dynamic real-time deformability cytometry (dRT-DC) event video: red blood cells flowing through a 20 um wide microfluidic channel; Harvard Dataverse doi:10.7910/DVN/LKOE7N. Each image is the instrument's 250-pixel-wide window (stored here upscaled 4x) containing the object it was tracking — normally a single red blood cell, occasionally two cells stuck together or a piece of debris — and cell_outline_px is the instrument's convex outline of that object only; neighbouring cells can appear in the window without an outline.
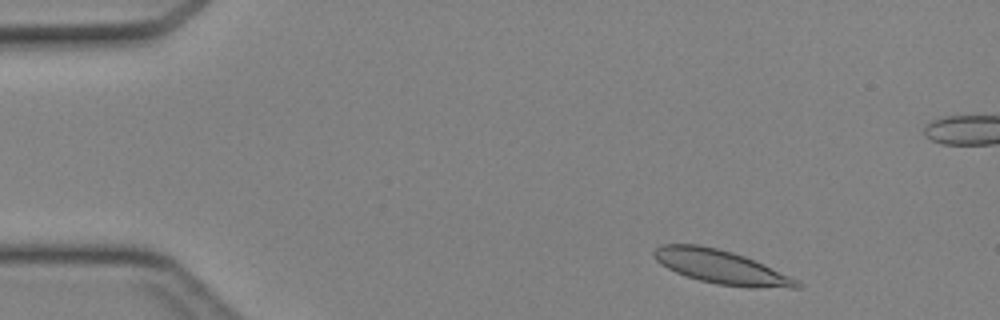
{"species": "Egyptian fruit bat (a non-hibernating species)", "species_latin": "Rousettus aegyptiacus", "temperature_condition": "cold", "stored_images_in_passage": 43, "camera_frame_rate_fps": 3000, "um_per_image_px": 0.085, "animal": {"sex": "female"}, "frame": {"image": 1, "passage_image": 3, "time_ms": 0.667, "image_size_px": [1000, 320], "cell_outline_px": [[804, 284], [800, 288], [748, 288], [716, 284], [700, 280], [676, 272], [660, 264], [652, 256], [652, 252], [660, 244], [700, 244], [732, 252], [744, 256], [764, 264]], "centroid_in_image_um": [61.28, 22.69], "position_along_channel_um": 23.7, "area_um2": 28.09}}
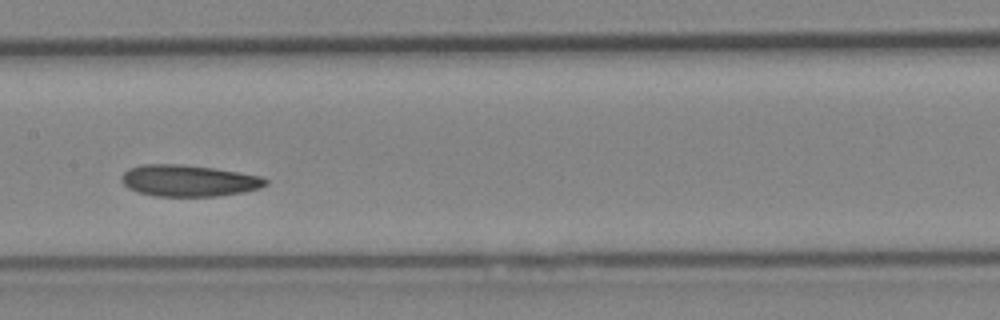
{"frame": {"image": 2, "passage_image": 20, "time_ms": 6.333, "image_size_px": [1000, 320], "cell_outline_px": [[268, 184], [260, 188], [244, 192], [216, 196], [156, 196], [136, 192], [128, 188], [120, 180], [120, 176], [128, 168], [144, 164], [180, 164], [212, 168], [260, 176], [268, 180]], "centroid_in_image_um": [16.0, 15.36], "position_along_channel_um": 191.4, "area_um2": 26.47}}
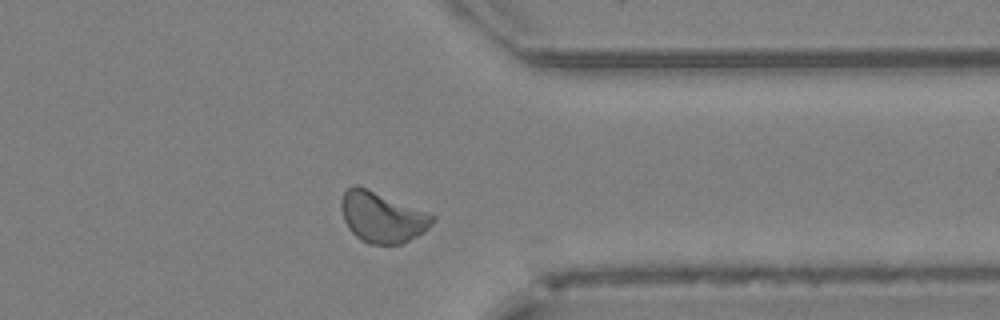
{"frame": {"image": 3, "passage_image": 33, "time_ms": 10.667, "image_size_px": [1000, 320], "cell_outline_px": [[436, 220], [424, 232], [400, 244], [368, 244], [360, 240], [348, 228], [344, 220], [340, 208], [340, 200], [344, 192], [352, 184], [356, 184], [436, 216]], "centroid_in_image_um": [32.44, 18.46], "position_along_channel_um": 379.0, "area_um2": 26.76}}